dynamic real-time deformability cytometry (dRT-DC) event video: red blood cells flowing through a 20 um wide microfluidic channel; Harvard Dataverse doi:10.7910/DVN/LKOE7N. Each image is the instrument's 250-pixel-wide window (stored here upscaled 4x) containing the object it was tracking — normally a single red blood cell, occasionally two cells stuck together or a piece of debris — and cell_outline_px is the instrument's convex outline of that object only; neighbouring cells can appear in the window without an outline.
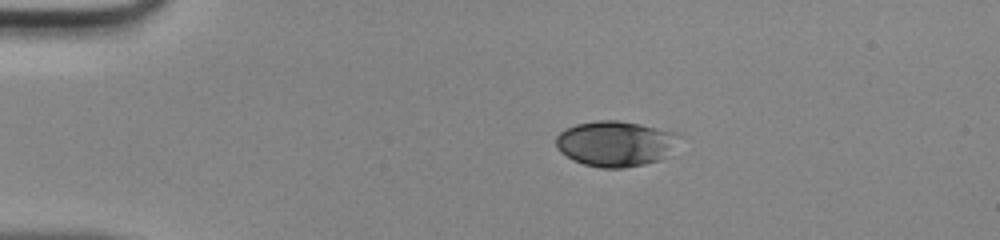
{"species": "human", "species_latin": "Homo sapiens", "temperature_condition": "room temperature", "stored_images_in_passage": 39, "camera_frame_rate_fps": 3000, "um_per_image_px": 0.085, "donor": {"sex": "male"}, "frame": {"image": 1, "passage_image": 1, "time_ms": 0.0, "image_size_px": [1000, 240], "cell_outline_px": [[684, 136], [656, 160], [644, 164], [624, 168], [600, 168], [584, 164], [572, 160], [560, 152], [556, 144], [556, 136], [564, 128], [576, 124], [596, 120], [616, 120], [640, 124], [676, 132]], "centroid_in_image_um": [52.25, 12.19], "position_along_channel_um": 32.7, "area_um2": 32.43}}
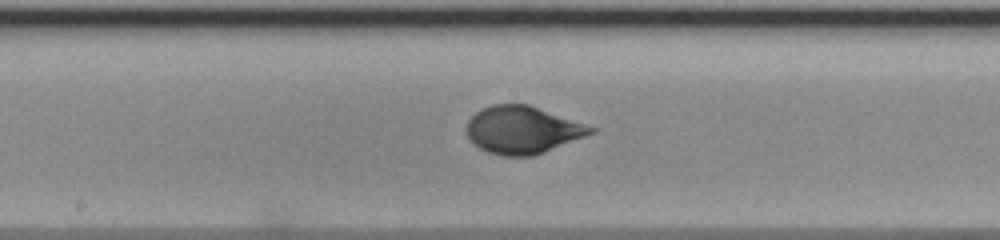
{"frame": {"image": 2, "passage_image": 17, "time_ms": 5.333, "image_size_px": [1000, 240], "cell_outline_px": [[596, 132], [544, 152], [532, 156], [500, 156], [488, 152], [480, 148], [468, 136], [468, 120], [476, 112], [492, 104], [528, 104], [596, 128]], "centroid_in_image_um": [44.42, 11.04], "position_along_channel_um": 203.8, "area_um2": 33.87}}
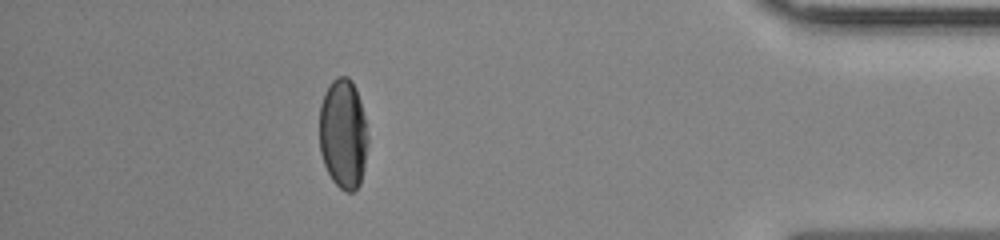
{"frame": {"image": 3, "passage_image": 34, "time_ms": 11.0, "image_size_px": [1000, 240], "cell_outline_px": [[368, 140], [364, 168], [360, 184], [352, 192], [348, 192], [340, 188], [332, 180], [324, 164], [320, 152], [320, 104], [324, 92], [332, 80], [336, 76], [348, 76], [352, 80], [356, 88], [360, 100], [364, 116], [368, 136]], "centroid_in_image_um": [29.17, 11.35], "position_along_channel_um": 406.0, "area_um2": 31.27}}